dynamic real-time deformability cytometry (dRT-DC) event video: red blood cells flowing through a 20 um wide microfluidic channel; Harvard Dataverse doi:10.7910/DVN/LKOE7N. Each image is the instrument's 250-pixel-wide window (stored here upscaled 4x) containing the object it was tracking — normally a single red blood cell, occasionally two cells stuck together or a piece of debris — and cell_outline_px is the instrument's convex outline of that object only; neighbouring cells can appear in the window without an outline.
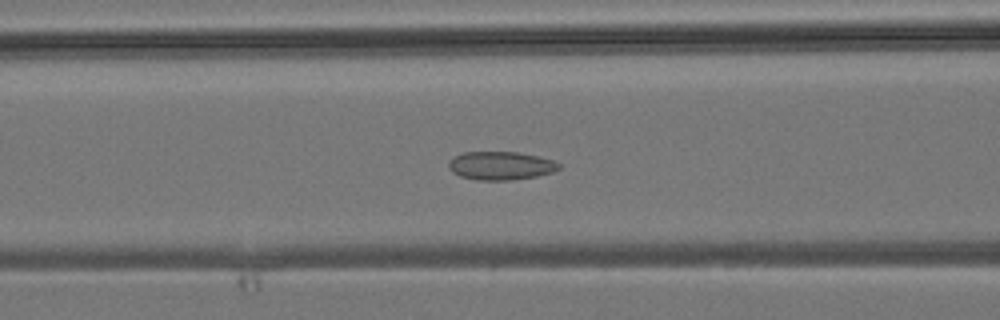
{"species": "common noctule bat (a hibernating species)", "species_latin": "Nyctalus noctula", "temperature_condition": "room temperature", "stored_images_in_passage": 35, "camera_frame_rate_fps": 3000, "um_per_image_px": 0.085, "animal": {"sex": "male", "body_mass_g": 19.2, "forearm_length_mm": 51.8}, "frame": {"image": 1, "passage_image": 17, "time_ms": 5.333, "image_size_px": [1000, 320], "cell_outline_px": [[560, 168], [552, 172], [536, 176], [512, 180], [476, 180], [460, 176], [452, 172], [448, 168], [448, 164], [456, 156], [464, 152], [516, 152], [536, 156], [552, 160], [560, 164]], "centroid_in_image_um": [42.55, 14.09], "position_along_channel_um": 124.1, "area_um2": 18.03}}
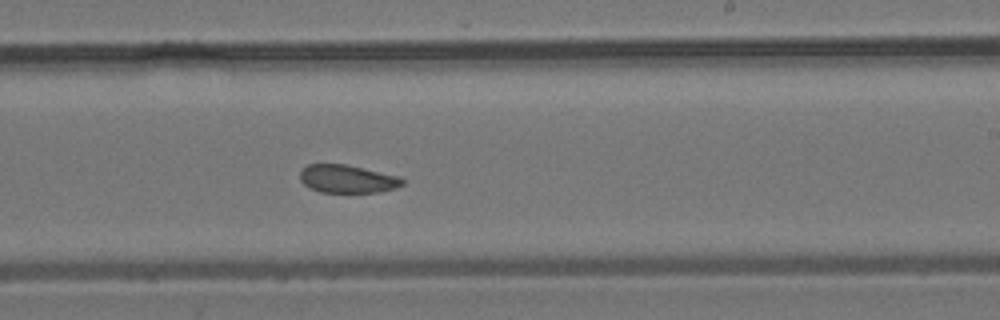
{"frame": {"image": 2, "passage_image": 26, "time_ms": 8.333, "image_size_px": [1000, 320], "cell_outline_px": [[404, 184], [396, 188], [380, 192], [320, 192], [308, 188], [300, 180], [300, 172], [308, 164], [344, 164], [400, 176], [404, 180]], "centroid_in_image_um": [29.53, 15.21], "position_along_channel_um": 259.5, "area_um2": 16.76}}
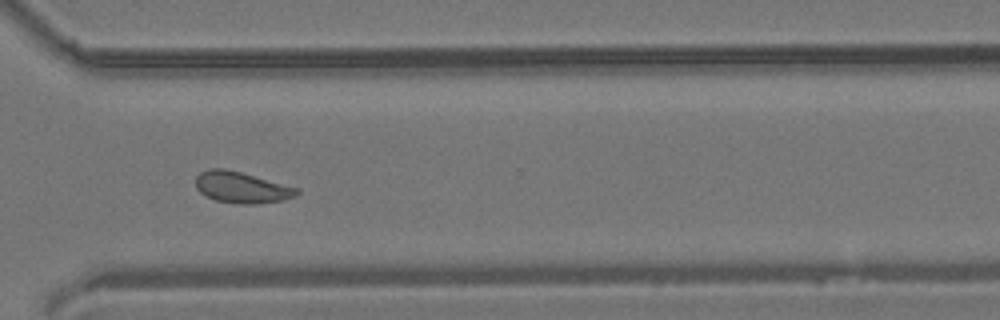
{"frame": {"image": 3, "passage_image": 32, "time_ms": 10.333, "image_size_px": [1000, 320], "cell_outline_px": [[300, 192], [296, 196], [284, 200], [256, 204], [240, 204], [216, 200], [204, 196], [196, 188], [196, 176], [200, 172], [208, 168], [224, 168], [240, 172], [300, 188]], "centroid_in_image_um": [20.54, 15.93], "position_along_channel_um": 350.1, "area_um2": 18.55}}